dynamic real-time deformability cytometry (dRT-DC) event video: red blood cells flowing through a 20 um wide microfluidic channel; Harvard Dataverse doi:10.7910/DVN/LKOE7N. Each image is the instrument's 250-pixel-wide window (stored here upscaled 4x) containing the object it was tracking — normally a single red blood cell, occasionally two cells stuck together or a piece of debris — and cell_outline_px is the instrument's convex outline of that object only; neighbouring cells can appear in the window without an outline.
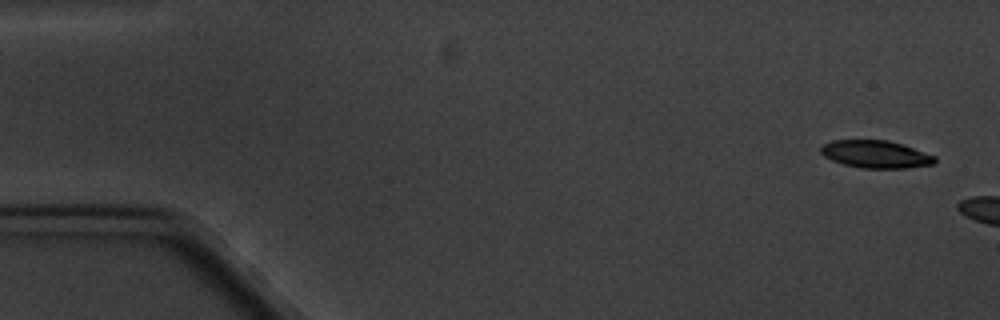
{"species": "common noctule bat (a hibernating species)", "species_latin": "Nyctalus noctula", "temperature_condition": "cold", "stored_images_in_passage": 6, "segment_of_instrument_passage": [2, 2], "camera_frame_rate_fps": 3000, "um_per_image_px": 0.085, "animal": {"sex": "male", "body_mass_g": 20.1, "forearm_length_mm": 53.5}, "frame": {"image": 1, "passage_image": 6, "time_ms": 6.667, "image_size_px": [1000, 320], "cell_outline_px": [[936, 160], [932, 164], [908, 168], [860, 168], [844, 164], [832, 160], [824, 156], [820, 152], [820, 148], [824, 144], [832, 140], [888, 140], [936, 156]], "centroid_in_image_um": [74.41, 13.11], "position_along_channel_um": 10.6, "area_um2": 18.15}}